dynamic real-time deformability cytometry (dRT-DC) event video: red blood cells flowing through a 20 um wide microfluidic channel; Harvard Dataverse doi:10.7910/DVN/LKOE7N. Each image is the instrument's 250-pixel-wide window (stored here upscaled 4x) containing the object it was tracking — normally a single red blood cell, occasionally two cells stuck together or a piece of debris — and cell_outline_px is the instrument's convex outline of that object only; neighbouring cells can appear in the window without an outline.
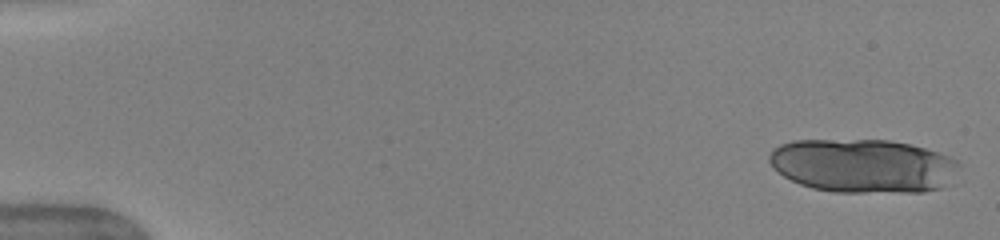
{"species": "human", "species_latin": "Homo sapiens", "temperature_condition": "warm", "stored_images_in_passage": 17, "camera_frame_rate_fps": 3000, "um_per_image_px": 0.085, "donor": {"sex": "female"}, "frame": {"image": 1, "passage_image": 1, "time_ms": 0.0, "image_size_px": [1000, 240], "cell_outline_px": [[960, 164], [944, 184], [940, 188], [924, 192], [832, 192], [812, 188], [800, 184], [784, 176], [768, 160], [768, 156], [772, 148], [780, 144], [792, 140], [888, 140], [908, 144], [924, 148], [948, 156], [956, 160]], "centroid_in_image_um": [73.3, 14.09], "position_along_channel_um": 11.7, "area_um2": 59.07}}